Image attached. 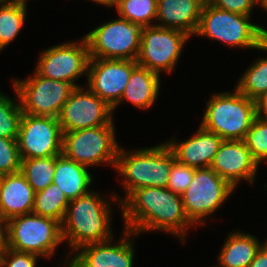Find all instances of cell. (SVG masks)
I'll return each instance as SVG.
<instances>
[{
	"mask_svg": "<svg viewBox=\"0 0 267 267\" xmlns=\"http://www.w3.org/2000/svg\"><path fill=\"white\" fill-rule=\"evenodd\" d=\"M251 16L218 9L204 2L197 36H205L228 47L256 49L267 40V29L252 24Z\"/></svg>",
	"mask_w": 267,
	"mask_h": 267,
	"instance_id": "277c9868",
	"label": "cell"
},
{
	"mask_svg": "<svg viewBox=\"0 0 267 267\" xmlns=\"http://www.w3.org/2000/svg\"><path fill=\"white\" fill-rule=\"evenodd\" d=\"M258 50L267 51V40ZM237 84L235 88L253 100L267 92V58H257L240 77Z\"/></svg>",
	"mask_w": 267,
	"mask_h": 267,
	"instance_id": "484cf974",
	"label": "cell"
},
{
	"mask_svg": "<svg viewBox=\"0 0 267 267\" xmlns=\"http://www.w3.org/2000/svg\"><path fill=\"white\" fill-rule=\"evenodd\" d=\"M195 169L175 161L170 172L167 188L173 193L181 195L192 181Z\"/></svg>",
	"mask_w": 267,
	"mask_h": 267,
	"instance_id": "1f68e13d",
	"label": "cell"
},
{
	"mask_svg": "<svg viewBox=\"0 0 267 267\" xmlns=\"http://www.w3.org/2000/svg\"><path fill=\"white\" fill-rule=\"evenodd\" d=\"M8 1L15 2L17 4H22V5H26L27 6V1L28 0H8Z\"/></svg>",
	"mask_w": 267,
	"mask_h": 267,
	"instance_id": "ab89813d",
	"label": "cell"
},
{
	"mask_svg": "<svg viewBox=\"0 0 267 267\" xmlns=\"http://www.w3.org/2000/svg\"><path fill=\"white\" fill-rule=\"evenodd\" d=\"M190 36L176 29L157 25L143 27L141 32L138 65L158 74L162 71L170 74L183 52Z\"/></svg>",
	"mask_w": 267,
	"mask_h": 267,
	"instance_id": "8fae6325",
	"label": "cell"
},
{
	"mask_svg": "<svg viewBox=\"0 0 267 267\" xmlns=\"http://www.w3.org/2000/svg\"><path fill=\"white\" fill-rule=\"evenodd\" d=\"M4 176H5V174L0 171V187L2 186Z\"/></svg>",
	"mask_w": 267,
	"mask_h": 267,
	"instance_id": "60d3db41",
	"label": "cell"
},
{
	"mask_svg": "<svg viewBox=\"0 0 267 267\" xmlns=\"http://www.w3.org/2000/svg\"><path fill=\"white\" fill-rule=\"evenodd\" d=\"M69 202L59 186L51 183L44 190L35 193L32 213L62 223Z\"/></svg>",
	"mask_w": 267,
	"mask_h": 267,
	"instance_id": "d4e9b609",
	"label": "cell"
},
{
	"mask_svg": "<svg viewBox=\"0 0 267 267\" xmlns=\"http://www.w3.org/2000/svg\"><path fill=\"white\" fill-rule=\"evenodd\" d=\"M121 210L125 229L138 236L149 230L166 231L183 243L188 228L194 226L185 214L181 195L168 188L135 189L121 202Z\"/></svg>",
	"mask_w": 267,
	"mask_h": 267,
	"instance_id": "6da1fadb",
	"label": "cell"
},
{
	"mask_svg": "<svg viewBox=\"0 0 267 267\" xmlns=\"http://www.w3.org/2000/svg\"><path fill=\"white\" fill-rule=\"evenodd\" d=\"M256 117L267 121V92L255 99Z\"/></svg>",
	"mask_w": 267,
	"mask_h": 267,
	"instance_id": "8d00e7d4",
	"label": "cell"
},
{
	"mask_svg": "<svg viewBox=\"0 0 267 267\" xmlns=\"http://www.w3.org/2000/svg\"><path fill=\"white\" fill-rule=\"evenodd\" d=\"M0 92V138L17 139L22 110L20 102Z\"/></svg>",
	"mask_w": 267,
	"mask_h": 267,
	"instance_id": "f1b7e54d",
	"label": "cell"
},
{
	"mask_svg": "<svg viewBox=\"0 0 267 267\" xmlns=\"http://www.w3.org/2000/svg\"><path fill=\"white\" fill-rule=\"evenodd\" d=\"M210 168L236 189L241 180L254 183L259 164L244 140H223Z\"/></svg>",
	"mask_w": 267,
	"mask_h": 267,
	"instance_id": "e0dca14e",
	"label": "cell"
},
{
	"mask_svg": "<svg viewBox=\"0 0 267 267\" xmlns=\"http://www.w3.org/2000/svg\"><path fill=\"white\" fill-rule=\"evenodd\" d=\"M234 190L210 167L196 168L188 188L181 194L187 218L195 226L204 225L206 217L214 214Z\"/></svg>",
	"mask_w": 267,
	"mask_h": 267,
	"instance_id": "ba28073f",
	"label": "cell"
},
{
	"mask_svg": "<svg viewBox=\"0 0 267 267\" xmlns=\"http://www.w3.org/2000/svg\"><path fill=\"white\" fill-rule=\"evenodd\" d=\"M90 61L89 46L85 36L80 42H68L54 45L40 54L35 71L49 79H55L72 84L88 73Z\"/></svg>",
	"mask_w": 267,
	"mask_h": 267,
	"instance_id": "7c38bea8",
	"label": "cell"
},
{
	"mask_svg": "<svg viewBox=\"0 0 267 267\" xmlns=\"http://www.w3.org/2000/svg\"><path fill=\"white\" fill-rule=\"evenodd\" d=\"M114 7L119 17L141 28L155 25L157 0H116Z\"/></svg>",
	"mask_w": 267,
	"mask_h": 267,
	"instance_id": "4316f807",
	"label": "cell"
},
{
	"mask_svg": "<svg viewBox=\"0 0 267 267\" xmlns=\"http://www.w3.org/2000/svg\"><path fill=\"white\" fill-rule=\"evenodd\" d=\"M137 65L133 60L90 58L86 87L113 108Z\"/></svg>",
	"mask_w": 267,
	"mask_h": 267,
	"instance_id": "9a60e30c",
	"label": "cell"
},
{
	"mask_svg": "<svg viewBox=\"0 0 267 267\" xmlns=\"http://www.w3.org/2000/svg\"><path fill=\"white\" fill-rule=\"evenodd\" d=\"M35 191L21 172L5 174L0 187V216L9 219L32 213Z\"/></svg>",
	"mask_w": 267,
	"mask_h": 267,
	"instance_id": "ffe728a7",
	"label": "cell"
},
{
	"mask_svg": "<svg viewBox=\"0 0 267 267\" xmlns=\"http://www.w3.org/2000/svg\"><path fill=\"white\" fill-rule=\"evenodd\" d=\"M113 108L87 87L75 88L58 116L62 132H71L113 122Z\"/></svg>",
	"mask_w": 267,
	"mask_h": 267,
	"instance_id": "5bb4252c",
	"label": "cell"
},
{
	"mask_svg": "<svg viewBox=\"0 0 267 267\" xmlns=\"http://www.w3.org/2000/svg\"><path fill=\"white\" fill-rule=\"evenodd\" d=\"M244 142L259 165L265 161L267 159V121L255 117Z\"/></svg>",
	"mask_w": 267,
	"mask_h": 267,
	"instance_id": "f546056e",
	"label": "cell"
},
{
	"mask_svg": "<svg viewBox=\"0 0 267 267\" xmlns=\"http://www.w3.org/2000/svg\"><path fill=\"white\" fill-rule=\"evenodd\" d=\"M203 4V0H157L156 22H159L155 25L195 36Z\"/></svg>",
	"mask_w": 267,
	"mask_h": 267,
	"instance_id": "d6986e66",
	"label": "cell"
},
{
	"mask_svg": "<svg viewBox=\"0 0 267 267\" xmlns=\"http://www.w3.org/2000/svg\"><path fill=\"white\" fill-rule=\"evenodd\" d=\"M135 235L133 231L124 228L123 236L116 244L113 243L114 238H111L83 245L64 264L68 267H133L135 244L129 237Z\"/></svg>",
	"mask_w": 267,
	"mask_h": 267,
	"instance_id": "2e32d148",
	"label": "cell"
},
{
	"mask_svg": "<svg viewBox=\"0 0 267 267\" xmlns=\"http://www.w3.org/2000/svg\"><path fill=\"white\" fill-rule=\"evenodd\" d=\"M255 117V100L235 88L212 95L200 125L223 140H244Z\"/></svg>",
	"mask_w": 267,
	"mask_h": 267,
	"instance_id": "5b68a950",
	"label": "cell"
},
{
	"mask_svg": "<svg viewBox=\"0 0 267 267\" xmlns=\"http://www.w3.org/2000/svg\"><path fill=\"white\" fill-rule=\"evenodd\" d=\"M99 192L90 191L71 200L61 223L62 238L72 252L83 245L113 238L110 221L112 204Z\"/></svg>",
	"mask_w": 267,
	"mask_h": 267,
	"instance_id": "3957f363",
	"label": "cell"
},
{
	"mask_svg": "<svg viewBox=\"0 0 267 267\" xmlns=\"http://www.w3.org/2000/svg\"><path fill=\"white\" fill-rule=\"evenodd\" d=\"M263 243L250 233H230L218 255L219 267H249ZM217 266V267H218ZM214 267V266H213ZM216 267V266H215Z\"/></svg>",
	"mask_w": 267,
	"mask_h": 267,
	"instance_id": "603a6c76",
	"label": "cell"
},
{
	"mask_svg": "<svg viewBox=\"0 0 267 267\" xmlns=\"http://www.w3.org/2000/svg\"><path fill=\"white\" fill-rule=\"evenodd\" d=\"M87 168L63 153L56 156L53 183L59 186L69 201L90 192L93 177Z\"/></svg>",
	"mask_w": 267,
	"mask_h": 267,
	"instance_id": "7402d4cb",
	"label": "cell"
},
{
	"mask_svg": "<svg viewBox=\"0 0 267 267\" xmlns=\"http://www.w3.org/2000/svg\"><path fill=\"white\" fill-rule=\"evenodd\" d=\"M116 140L114 123L64 132L62 153L88 168L100 163L115 167L120 147Z\"/></svg>",
	"mask_w": 267,
	"mask_h": 267,
	"instance_id": "52a82bcc",
	"label": "cell"
},
{
	"mask_svg": "<svg viewBox=\"0 0 267 267\" xmlns=\"http://www.w3.org/2000/svg\"><path fill=\"white\" fill-rule=\"evenodd\" d=\"M118 149L115 170L123 177V189L126 195H111L116 203L121 202L135 189L143 187L167 188L173 163L176 161L172 150L164 142L156 146L135 149L133 152ZM121 198V199H120Z\"/></svg>",
	"mask_w": 267,
	"mask_h": 267,
	"instance_id": "7a4b0ae2",
	"label": "cell"
},
{
	"mask_svg": "<svg viewBox=\"0 0 267 267\" xmlns=\"http://www.w3.org/2000/svg\"><path fill=\"white\" fill-rule=\"evenodd\" d=\"M160 81V74L137 65L132 70L121 100L113 107V110H116L123 100H127L139 109L151 108L158 100Z\"/></svg>",
	"mask_w": 267,
	"mask_h": 267,
	"instance_id": "44dd1931",
	"label": "cell"
},
{
	"mask_svg": "<svg viewBox=\"0 0 267 267\" xmlns=\"http://www.w3.org/2000/svg\"><path fill=\"white\" fill-rule=\"evenodd\" d=\"M249 267H267V243L263 242L261 247L257 250L254 259Z\"/></svg>",
	"mask_w": 267,
	"mask_h": 267,
	"instance_id": "e575fe53",
	"label": "cell"
},
{
	"mask_svg": "<svg viewBox=\"0 0 267 267\" xmlns=\"http://www.w3.org/2000/svg\"><path fill=\"white\" fill-rule=\"evenodd\" d=\"M8 224V248L51 258L63 242L61 223L34 213L13 217Z\"/></svg>",
	"mask_w": 267,
	"mask_h": 267,
	"instance_id": "8992f818",
	"label": "cell"
},
{
	"mask_svg": "<svg viewBox=\"0 0 267 267\" xmlns=\"http://www.w3.org/2000/svg\"><path fill=\"white\" fill-rule=\"evenodd\" d=\"M7 250H8V224L7 221L0 216V258L7 252Z\"/></svg>",
	"mask_w": 267,
	"mask_h": 267,
	"instance_id": "d590c367",
	"label": "cell"
},
{
	"mask_svg": "<svg viewBox=\"0 0 267 267\" xmlns=\"http://www.w3.org/2000/svg\"><path fill=\"white\" fill-rule=\"evenodd\" d=\"M142 28L121 17L105 22L85 35L90 58L136 61Z\"/></svg>",
	"mask_w": 267,
	"mask_h": 267,
	"instance_id": "9c48e42d",
	"label": "cell"
},
{
	"mask_svg": "<svg viewBox=\"0 0 267 267\" xmlns=\"http://www.w3.org/2000/svg\"><path fill=\"white\" fill-rule=\"evenodd\" d=\"M13 87L23 113L58 118L75 87L67 82L45 78L36 71L23 80L14 79Z\"/></svg>",
	"mask_w": 267,
	"mask_h": 267,
	"instance_id": "30bf717a",
	"label": "cell"
},
{
	"mask_svg": "<svg viewBox=\"0 0 267 267\" xmlns=\"http://www.w3.org/2000/svg\"><path fill=\"white\" fill-rule=\"evenodd\" d=\"M207 3L221 10L251 16L253 7L259 5V0H208Z\"/></svg>",
	"mask_w": 267,
	"mask_h": 267,
	"instance_id": "836d02e7",
	"label": "cell"
},
{
	"mask_svg": "<svg viewBox=\"0 0 267 267\" xmlns=\"http://www.w3.org/2000/svg\"><path fill=\"white\" fill-rule=\"evenodd\" d=\"M93 1V3H98L101 4V6H106V7H114L116 0H90Z\"/></svg>",
	"mask_w": 267,
	"mask_h": 267,
	"instance_id": "74e56055",
	"label": "cell"
},
{
	"mask_svg": "<svg viewBox=\"0 0 267 267\" xmlns=\"http://www.w3.org/2000/svg\"><path fill=\"white\" fill-rule=\"evenodd\" d=\"M259 5L265 12H267V0H259Z\"/></svg>",
	"mask_w": 267,
	"mask_h": 267,
	"instance_id": "f35d334b",
	"label": "cell"
},
{
	"mask_svg": "<svg viewBox=\"0 0 267 267\" xmlns=\"http://www.w3.org/2000/svg\"><path fill=\"white\" fill-rule=\"evenodd\" d=\"M176 138L165 142L176 161L194 168L210 167L223 139L201 125L189 139L178 143Z\"/></svg>",
	"mask_w": 267,
	"mask_h": 267,
	"instance_id": "ac0fdd59",
	"label": "cell"
},
{
	"mask_svg": "<svg viewBox=\"0 0 267 267\" xmlns=\"http://www.w3.org/2000/svg\"><path fill=\"white\" fill-rule=\"evenodd\" d=\"M56 156L47 158L21 159L20 172L36 192L53 183Z\"/></svg>",
	"mask_w": 267,
	"mask_h": 267,
	"instance_id": "83f0119b",
	"label": "cell"
},
{
	"mask_svg": "<svg viewBox=\"0 0 267 267\" xmlns=\"http://www.w3.org/2000/svg\"><path fill=\"white\" fill-rule=\"evenodd\" d=\"M38 257L32 253L8 248L7 252L0 258V267H36Z\"/></svg>",
	"mask_w": 267,
	"mask_h": 267,
	"instance_id": "d6a6232c",
	"label": "cell"
},
{
	"mask_svg": "<svg viewBox=\"0 0 267 267\" xmlns=\"http://www.w3.org/2000/svg\"><path fill=\"white\" fill-rule=\"evenodd\" d=\"M21 170V157L17 139L0 138V171L14 174Z\"/></svg>",
	"mask_w": 267,
	"mask_h": 267,
	"instance_id": "4dcf8cb0",
	"label": "cell"
},
{
	"mask_svg": "<svg viewBox=\"0 0 267 267\" xmlns=\"http://www.w3.org/2000/svg\"><path fill=\"white\" fill-rule=\"evenodd\" d=\"M17 143L21 159L47 158L62 153L63 132L58 118L22 114Z\"/></svg>",
	"mask_w": 267,
	"mask_h": 267,
	"instance_id": "4fadbf2b",
	"label": "cell"
},
{
	"mask_svg": "<svg viewBox=\"0 0 267 267\" xmlns=\"http://www.w3.org/2000/svg\"><path fill=\"white\" fill-rule=\"evenodd\" d=\"M27 16V6L0 0V51L20 33Z\"/></svg>",
	"mask_w": 267,
	"mask_h": 267,
	"instance_id": "cb8c5ba5",
	"label": "cell"
}]
</instances>
